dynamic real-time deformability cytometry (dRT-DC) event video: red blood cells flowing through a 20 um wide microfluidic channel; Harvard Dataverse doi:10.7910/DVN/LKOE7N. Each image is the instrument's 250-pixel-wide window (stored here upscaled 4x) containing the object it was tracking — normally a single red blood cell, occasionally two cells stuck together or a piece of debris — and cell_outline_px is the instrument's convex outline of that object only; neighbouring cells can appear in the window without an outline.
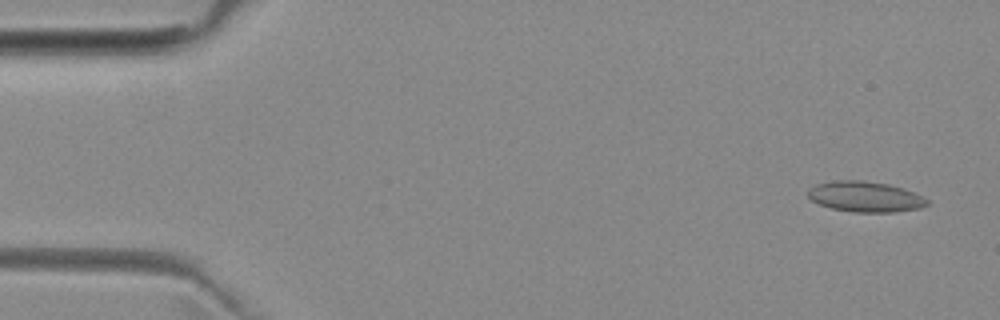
{"species": "common noctule bat (a hibernating species)", "species_latin": "Nyctalus noctula", "temperature_condition": "room temperature", "stored_images_in_passage": 6, "camera_frame_rate_fps": 3000, "um_per_image_px": 0.085, "animal": {"sex": "female", "body_mass_g": 29.2, "forearm_length_mm": 56.3}, "frame": {"image": 1, "passage_image": 1, "time_ms": 0.0, "image_size_px": [1000, 320], "cell_outline_px": [[928, 204], [920, 208], [892, 212], [852, 212], [832, 208], [820, 204], [812, 200], [808, 196], [808, 192], [816, 184], [836, 180], [860, 180], [888, 184], [904, 188], [928, 200]], "centroid_in_image_um": [73.54, 16.72], "position_along_channel_um": 11.5, "area_um2": 20.92}}
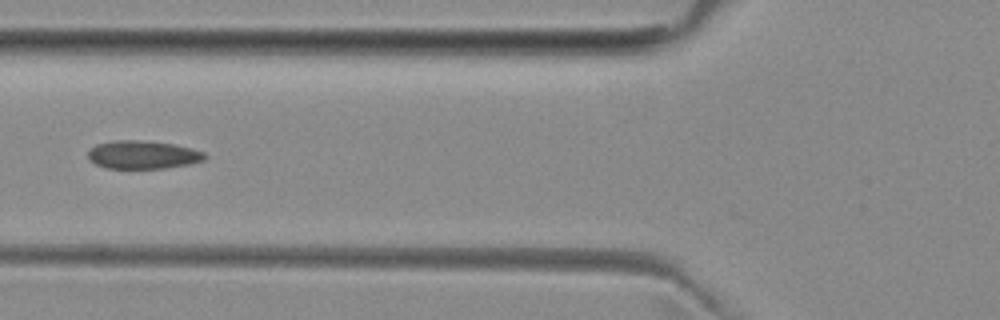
{"frame": {"image": 2, "passage_image": 5, "time_ms": 5.667, "image_size_px": [1000, 320], "cell_outline_px": [[208, 156], [204, 160], [188, 164], [164, 168], [108, 168], [96, 164], [88, 160], [88, 152], [96, 144], [116, 140], [136, 140], [172, 144], [192, 148], [204, 152]], "centroid_in_image_um": [12.14, 13.15], "position_along_channel_um": 113.7, "area_um2": 19.02}}
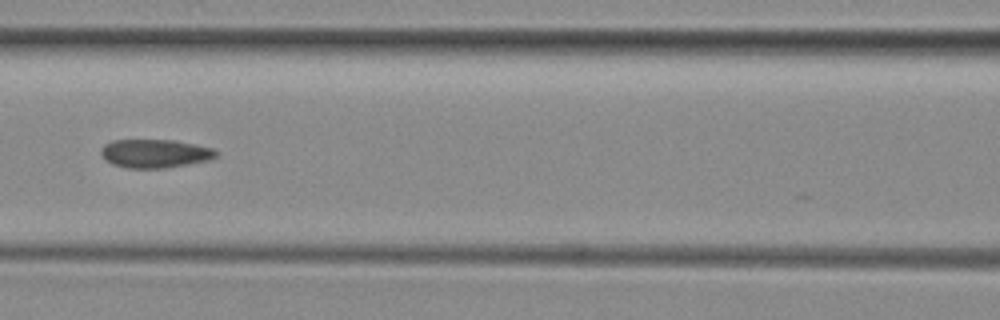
{"frame": {"image": 3, "passage_image": 6, "time_ms": 6.667, "image_size_px": [1000, 320], "cell_outline_px": [[220, 152], [216, 156], [208, 160], [188, 164], [164, 168], [128, 168], [112, 164], [100, 152], [104, 144], [112, 140], [176, 140], [212, 148]], "centroid_in_image_um": [13.19, 13.04], "position_along_channel_um": 153.4, "area_um2": 19.02}}